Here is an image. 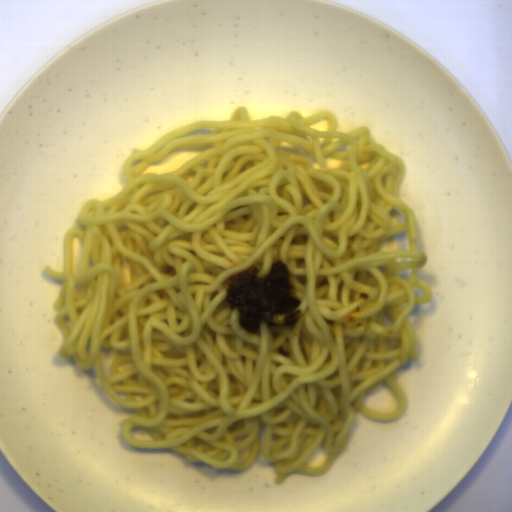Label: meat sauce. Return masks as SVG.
I'll return each instance as SVG.
<instances>
[{
	"instance_id": "obj_1",
	"label": "meat sauce",
	"mask_w": 512,
	"mask_h": 512,
	"mask_svg": "<svg viewBox=\"0 0 512 512\" xmlns=\"http://www.w3.org/2000/svg\"><path fill=\"white\" fill-rule=\"evenodd\" d=\"M257 265L245 273L230 277L231 284L226 288V302L231 311L240 312L239 326L248 334L256 335L260 331L261 319L266 324L277 326L274 315L289 314L282 319L287 327H292L300 319L301 309L296 310L302 300L291 296L294 288L290 279L288 265L278 260L272 265L267 277L257 279Z\"/></svg>"
}]
</instances>
